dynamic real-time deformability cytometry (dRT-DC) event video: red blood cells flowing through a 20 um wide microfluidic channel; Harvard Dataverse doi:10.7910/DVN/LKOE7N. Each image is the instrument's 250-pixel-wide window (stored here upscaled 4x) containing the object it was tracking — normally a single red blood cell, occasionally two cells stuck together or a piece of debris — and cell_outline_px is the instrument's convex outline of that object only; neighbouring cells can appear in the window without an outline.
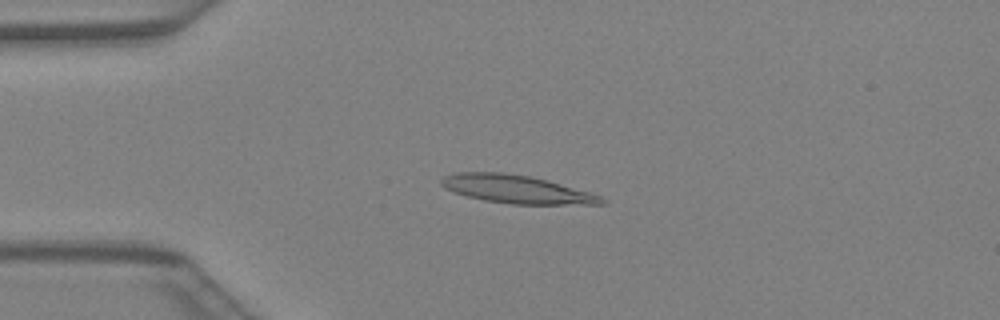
{"species": "Egyptian fruit bat (a non-hibernating species)", "species_latin": "Rousettus aegyptiacus", "temperature_condition": "warm", "stored_images_in_passage": 41, "camera_frame_rate_fps": 3000, "um_per_image_px": 0.085, "animal": {"sex": "female"}, "frame": {"image": 1, "passage_image": 10, "time_ms": 3.0, "image_size_px": [1000, 320], "cell_outline_px": [[608, 200], [604, 204], [512, 204], [484, 200], [452, 192], [444, 188], [440, 184], [440, 180], [444, 176], [456, 172], [504, 172], [528, 176], [548, 180], [588, 192], [600, 196]], "centroid_in_image_um": [43.87, 16.08], "position_along_channel_um": 41.1, "area_um2": 26.18}}
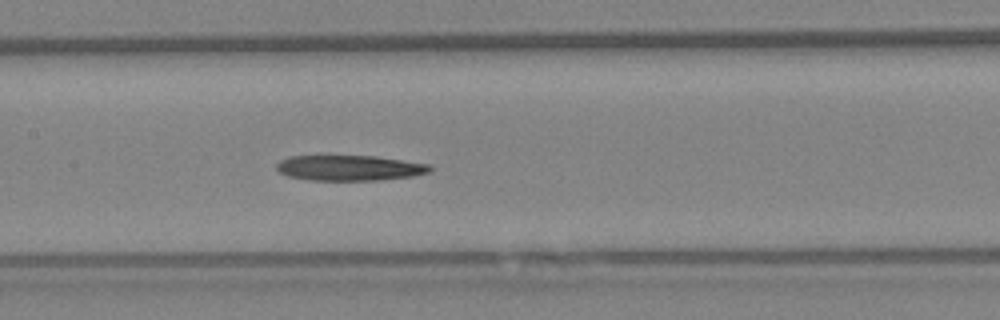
{"frame": {"image": 2, "passage_image": 20, "time_ms": 6.333, "image_size_px": [1000, 320], "cell_outline_px": [[432, 168], [428, 172], [412, 176], [380, 180], [308, 180], [288, 176], [280, 172], [276, 168], [276, 164], [280, 160], [288, 156], [376, 156], [428, 164]], "centroid_in_image_um": [29.67, 14.27], "position_along_channel_um": 177.7, "area_um2": 22.6}}
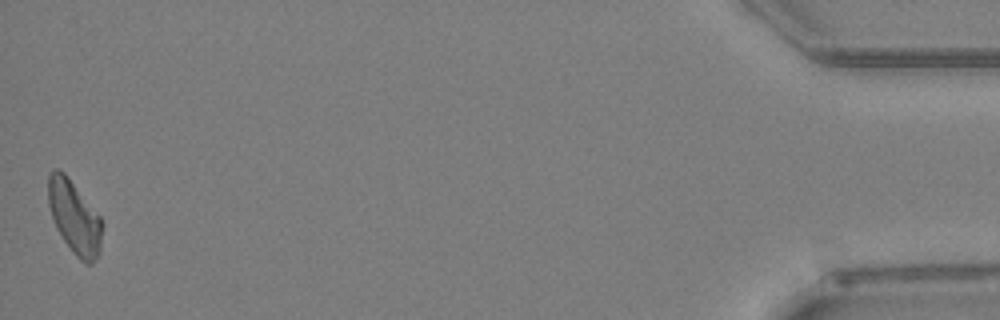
{"frame": {"image": 3, "passage_image": 41, "time_ms": 13.333, "image_size_px": [1000, 320], "cell_outline_px": [[100, 252], [92, 264], [84, 264], [76, 256], [64, 240], [56, 228], [48, 204], [48, 176], [56, 168], [64, 172], [68, 176], [100, 216]], "centroid_in_image_um": [6.3, 18.46], "position_along_channel_um": 428.9, "area_um2": 22.6}}